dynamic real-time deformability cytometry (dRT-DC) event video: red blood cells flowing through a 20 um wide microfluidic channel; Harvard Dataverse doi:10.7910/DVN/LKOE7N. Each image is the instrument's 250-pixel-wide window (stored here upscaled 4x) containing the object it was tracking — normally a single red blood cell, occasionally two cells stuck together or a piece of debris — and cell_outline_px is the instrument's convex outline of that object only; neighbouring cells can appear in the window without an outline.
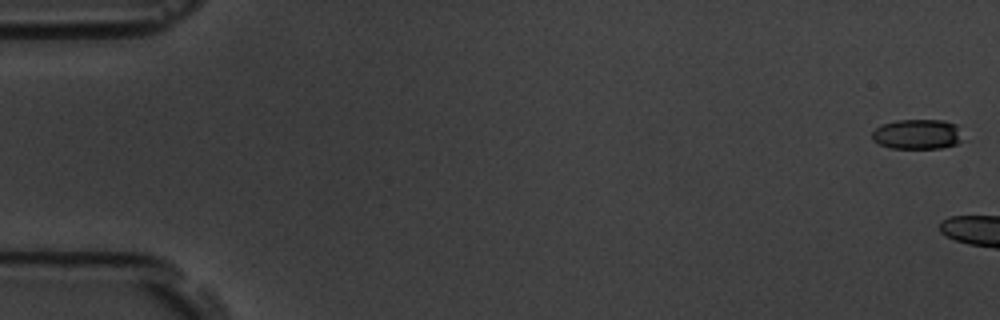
{"species": "common noctule bat (a hibernating species)", "species_latin": "Nyctalus noctula", "temperature_condition": "room temperature", "stored_images_in_passage": 3, "camera_frame_rate_fps": 3000, "um_per_image_px": 0.085, "animal": {"sex": "male", "body_mass_g": 19.5, "forearm_length_mm": 54.6}, "frame": {"image": 1, "passage_image": 1, "time_ms": 0.0, "image_size_px": [1000, 320], "cell_outline_px": [[960, 140], [956, 144], [940, 148], [888, 148], [872, 140], [872, 132], [876, 128], [884, 124], [896, 120], [944, 120], [956, 124]], "centroid_in_image_um": [77.92, 11.41], "position_along_channel_um": 7.1, "area_um2": 15.61}}